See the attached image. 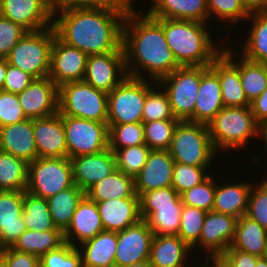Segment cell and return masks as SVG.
Masks as SVG:
<instances>
[{
    "label": "cell",
    "mask_w": 267,
    "mask_h": 267,
    "mask_svg": "<svg viewBox=\"0 0 267 267\" xmlns=\"http://www.w3.org/2000/svg\"><path fill=\"white\" fill-rule=\"evenodd\" d=\"M131 6L112 4L54 8V18L58 17L54 19L53 27L64 43L87 55L124 52L123 24Z\"/></svg>",
    "instance_id": "1"
},
{
    "label": "cell",
    "mask_w": 267,
    "mask_h": 267,
    "mask_svg": "<svg viewBox=\"0 0 267 267\" xmlns=\"http://www.w3.org/2000/svg\"><path fill=\"white\" fill-rule=\"evenodd\" d=\"M134 10L133 6L129 8L123 24L126 72L129 77L144 79L139 73L143 70L153 82H158L180 65L168 46L163 27L147 13L142 15L141 10V14Z\"/></svg>",
    "instance_id": "2"
},
{
    "label": "cell",
    "mask_w": 267,
    "mask_h": 267,
    "mask_svg": "<svg viewBox=\"0 0 267 267\" xmlns=\"http://www.w3.org/2000/svg\"><path fill=\"white\" fill-rule=\"evenodd\" d=\"M164 30L169 48L180 66H210L222 53L216 47L207 23L181 19L154 18ZM214 43V44H213Z\"/></svg>",
    "instance_id": "3"
},
{
    "label": "cell",
    "mask_w": 267,
    "mask_h": 267,
    "mask_svg": "<svg viewBox=\"0 0 267 267\" xmlns=\"http://www.w3.org/2000/svg\"><path fill=\"white\" fill-rule=\"evenodd\" d=\"M207 126L216 151L244 147L260 128L250 107H223Z\"/></svg>",
    "instance_id": "4"
},
{
    "label": "cell",
    "mask_w": 267,
    "mask_h": 267,
    "mask_svg": "<svg viewBox=\"0 0 267 267\" xmlns=\"http://www.w3.org/2000/svg\"><path fill=\"white\" fill-rule=\"evenodd\" d=\"M139 199L141 218L153 235H178L183 203L172 186L144 192Z\"/></svg>",
    "instance_id": "5"
},
{
    "label": "cell",
    "mask_w": 267,
    "mask_h": 267,
    "mask_svg": "<svg viewBox=\"0 0 267 267\" xmlns=\"http://www.w3.org/2000/svg\"><path fill=\"white\" fill-rule=\"evenodd\" d=\"M168 152L175 162L197 167H208L216 155L208 126L191 121H179Z\"/></svg>",
    "instance_id": "6"
},
{
    "label": "cell",
    "mask_w": 267,
    "mask_h": 267,
    "mask_svg": "<svg viewBox=\"0 0 267 267\" xmlns=\"http://www.w3.org/2000/svg\"><path fill=\"white\" fill-rule=\"evenodd\" d=\"M55 36L53 26L41 31H28L7 55L8 64L20 68L35 79L48 77Z\"/></svg>",
    "instance_id": "7"
},
{
    "label": "cell",
    "mask_w": 267,
    "mask_h": 267,
    "mask_svg": "<svg viewBox=\"0 0 267 267\" xmlns=\"http://www.w3.org/2000/svg\"><path fill=\"white\" fill-rule=\"evenodd\" d=\"M58 112L62 116L107 123L108 94L84 81L64 83L59 86Z\"/></svg>",
    "instance_id": "8"
},
{
    "label": "cell",
    "mask_w": 267,
    "mask_h": 267,
    "mask_svg": "<svg viewBox=\"0 0 267 267\" xmlns=\"http://www.w3.org/2000/svg\"><path fill=\"white\" fill-rule=\"evenodd\" d=\"M200 83L201 66H180L156 82L165 88L175 118L191 122H194V108Z\"/></svg>",
    "instance_id": "9"
},
{
    "label": "cell",
    "mask_w": 267,
    "mask_h": 267,
    "mask_svg": "<svg viewBox=\"0 0 267 267\" xmlns=\"http://www.w3.org/2000/svg\"><path fill=\"white\" fill-rule=\"evenodd\" d=\"M152 85L146 79L127 76L108 93V125L142 122L147 92Z\"/></svg>",
    "instance_id": "10"
},
{
    "label": "cell",
    "mask_w": 267,
    "mask_h": 267,
    "mask_svg": "<svg viewBox=\"0 0 267 267\" xmlns=\"http://www.w3.org/2000/svg\"><path fill=\"white\" fill-rule=\"evenodd\" d=\"M74 185L71 159L40 158L28 164L26 191L44 199Z\"/></svg>",
    "instance_id": "11"
},
{
    "label": "cell",
    "mask_w": 267,
    "mask_h": 267,
    "mask_svg": "<svg viewBox=\"0 0 267 267\" xmlns=\"http://www.w3.org/2000/svg\"><path fill=\"white\" fill-rule=\"evenodd\" d=\"M67 157L95 154L109 148L107 123L72 116H62Z\"/></svg>",
    "instance_id": "12"
},
{
    "label": "cell",
    "mask_w": 267,
    "mask_h": 267,
    "mask_svg": "<svg viewBox=\"0 0 267 267\" xmlns=\"http://www.w3.org/2000/svg\"><path fill=\"white\" fill-rule=\"evenodd\" d=\"M0 15L27 31H41L53 26V1L0 0Z\"/></svg>",
    "instance_id": "13"
},
{
    "label": "cell",
    "mask_w": 267,
    "mask_h": 267,
    "mask_svg": "<svg viewBox=\"0 0 267 267\" xmlns=\"http://www.w3.org/2000/svg\"><path fill=\"white\" fill-rule=\"evenodd\" d=\"M127 76L124 52L88 55L83 81L95 89L108 94Z\"/></svg>",
    "instance_id": "14"
},
{
    "label": "cell",
    "mask_w": 267,
    "mask_h": 267,
    "mask_svg": "<svg viewBox=\"0 0 267 267\" xmlns=\"http://www.w3.org/2000/svg\"><path fill=\"white\" fill-rule=\"evenodd\" d=\"M154 235L145 220L117 232L115 266L125 267L148 261Z\"/></svg>",
    "instance_id": "15"
},
{
    "label": "cell",
    "mask_w": 267,
    "mask_h": 267,
    "mask_svg": "<svg viewBox=\"0 0 267 267\" xmlns=\"http://www.w3.org/2000/svg\"><path fill=\"white\" fill-rule=\"evenodd\" d=\"M88 55L64 43L57 35L51 48L49 78L59 87L67 82L83 81Z\"/></svg>",
    "instance_id": "16"
},
{
    "label": "cell",
    "mask_w": 267,
    "mask_h": 267,
    "mask_svg": "<svg viewBox=\"0 0 267 267\" xmlns=\"http://www.w3.org/2000/svg\"><path fill=\"white\" fill-rule=\"evenodd\" d=\"M17 95L27 119L45 118L58 113L59 87L49 77L34 79Z\"/></svg>",
    "instance_id": "17"
},
{
    "label": "cell",
    "mask_w": 267,
    "mask_h": 267,
    "mask_svg": "<svg viewBox=\"0 0 267 267\" xmlns=\"http://www.w3.org/2000/svg\"><path fill=\"white\" fill-rule=\"evenodd\" d=\"M237 218L231 215L207 212L198 244L202 245L211 256L222 255L231 245L235 236Z\"/></svg>",
    "instance_id": "18"
},
{
    "label": "cell",
    "mask_w": 267,
    "mask_h": 267,
    "mask_svg": "<svg viewBox=\"0 0 267 267\" xmlns=\"http://www.w3.org/2000/svg\"><path fill=\"white\" fill-rule=\"evenodd\" d=\"M71 162L74 184L84 192L117 169L114 153L109 148L71 158Z\"/></svg>",
    "instance_id": "19"
},
{
    "label": "cell",
    "mask_w": 267,
    "mask_h": 267,
    "mask_svg": "<svg viewBox=\"0 0 267 267\" xmlns=\"http://www.w3.org/2000/svg\"><path fill=\"white\" fill-rule=\"evenodd\" d=\"M174 164L168 150H151L142 170L134 178L136 194L140 197L144 192L170 187Z\"/></svg>",
    "instance_id": "20"
},
{
    "label": "cell",
    "mask_w": 267,
    "mask_h": 267,
    "mask_svg": "<svg viewBox=\"0 0 267 267\" xmlns=\"http://www.w3.org/2000/svg\"><path fill=\"white\" fill-rule=\"evenodd\" d=\"M33 130L38 157L66 158L67 146L62 115L33 119Z\"/></svg>",
    "instance_id": "21"
},
{
    "label": "cell",
    "mask_w": 267,
    "mask_h": 267,
    "mask_svg": "<svg viewBox=\"0 0 267 267\" xmlns=\"http://www.w3.org/2000/svg\"><path fill=\"white\" fill-rule=\"evenodd\" d=\"M24 191H0V249L11 247L26 231L22 217Z\"/></svg>",
    "instance_id": "22"
},
{
    "label": "cell",
    "mask_w": 267,
    "mask_h": 267,
    "mask_svg": "<svg viewBox=\"0 0 267 267\" xmlns=\"http://www.w3.org/2000/svg\"><path fill=\"white\" fill-rule=\"evenodd\" d=\"M102 231L104 228L97 204L85 195L75 209L69 227L64 232V241L77 247L79 243L82 244L94 238Z\"/></svg>",
    "instance_id": "23"
},
{
    "label": "cell",
    "mask_w": 267,
    "mask_h": 267,
    "mask_svg": "<svg viewBox=\"0 0 267 267\" xmlns=\"http://www.w3.org/2000/svg\"><path fill=\"white\" fill-rule=\"evenodd\" d=\"M0 150L23 159L28 164L38 158L33 119L0 127Z\"/></svg>",
    "instance_id": "24"
},
{
    "label": "cell",
    "mask_w": 267,
    "mask_h": 267,
    "mask_svg": "<svg viewBox=\"0 0 267 267\" xmlns=\"http://www.w3.org/2000/svg\"><path fill=\"white\" fill-rule=\"evenodd\" d=\"M223 107L218 74L210 66H201V83L194 108V122L208 125Z\"/></svg>",
    "instance_id": "25"
},
{
    "label": "cell",
    "mask_w": 267,
    "mask_h": 267,
    "mask_svg": "<svg viewBox=\"0 0 267 267\" xmlns=\"http://www.w3.org/2000/svg\"><path fill=\"white\" fill-rule=\"evenodd\" d=\"M96 204L106 231L119 232L142 220L139 198L109 199Z\"/></svg>",
    "instance_id": "26"
},
{
    "label": "cell",
    "mask_w": 267,
    "mask_h": 267,
    "mask_svg": "<svg viewBox=\"0 0 267 267\" xmlns=\"http://www.w3.org/2000/svg\"><path fill=\"white\" fill-rule=\"evenodd\" d=\"M218 74L224 107H250L242 87L239 69L221 53L210 65Z\"/></svg>",
    "instance_id": "27"
},
{
    "label": "cell",
    "mask_w": 267,
    "mask_h": 267,
    "mask_svg": "<svg viewBox=\"0 0 267 267\" xmlns=\"http://www.w3.org/2000/svg\"><path fill=\"white\" fill-rule=\"evenodd\" d=\"M146 12L152 18L181 19L207 23V0H152Z\"/></svg>",
    "instance_id": "28"
},
{
    "label": "cell",
    "mask_w": 267,
    "mask_h": 267,
    "mask_svg": "<svg viewBox=\"0 0 267 267\" xmlns=\"http://www.w3.org/2000/svg\"><path fill=\"white\" fill-rule=\"evenodd\" d=\"M77 248L83 267H116L117 232L104 230Z\"/></svg>",
    "instance_id": "29"
},
{
    "label": "cell",
    "mask_w": 267,
    "mask_h": 267,
    "mask_svg": "<svg viewBox=\"0 0 267 267\" xmlns=\"http://www.w3.org/2000/svg\"><path fill=\"white\" fill-rule=\"evenodd\" d=\"M191 250L178 235H154L149 261L154 267H185Z\"/></svg>",
    "instance_id": "30"
},
{
    "label": "cell",
    "mask_w": 267,
    "mask_h": 267,
    "mask_svg": "<svg viewBox=\"0 0 267 267\" xmlns=\"http://www.w3.org/2000/svg\"><path fill=\"white\" fill-rule=\"evenodd\" d=\"M251 188L249 182L216 184L212 211L241 218L246 215Z\"/></svg>",
    "instance_id": "31"
},
{
    "label": "cell",
    "mask_w": 267,
    "mask_h": 267,
    "mask_svg": "<svg viewBox=\"0 0 267 267\" xmlns=\"http://www.w3.org/2000/svg\"><path fill=\"white\" fill-rule=\"evenodd\" d=\"M85 195L95 202L109 199L139 198L135 192L134 178L118 169L95 183L85 192Z\"/></svg>",
    "instance_id": "32"
},
{
    "label": "cell",
    "mask_w": 267,
    "mask_h": 267,
    "mask_svg": "<svg viewBox=\"0 0 267 267\" xmlns=\"http://www.w3.org/2000/svg\"><path fill=\"white\" fill-rule=\"evenodd\" d=\"M267 238V229L246 215L237 219L235 236L227 250H239L262 257Z\"/></svg>",
    "instance_id": "33"
},
{
    "label": "cell",
    "mask_w": 267,
    "mask_h": 267,
    "mask_svg": "<svg viewBox=\"0 0 267 267\" xmlns=\"http://www.w3.org/2000/svg\"><path fill=\"white\" fill-rule=\"evenodd\" d=\"M222 53L239 69L243 90L248 101L252 102L267 87V64L253 62L244 57L238 63L234 62V53L228 48L222 50Z\"/></svg>",
    "instance_id": "34"
},
{
    "label": "cell",
    "mask_w": 267,
    "mask_h": 267,
    "mask_svg": "<svg viewBox=\"0 0 267 267\" xmlns=\"http://www.w3.org/2000/svg\"><path fill=\"white\" fill-rule=\"evenodd\" d=\"M65 243L61 230L34 231L26 230L11 246L12 249L41 257L49 251L58 249Z\"/></svg>",
    "instance_id": "35"
},
{
    "label": "cell",
    "mask_w": 267,
    "mask_h": 267,
    "mask_svg": "<svg viewBox=\"0 0 267 267\" xmlns=\"http://www.w3.org/2000/svg\"><path fill=\"white\" fill-rule=\"evenodd\" d=\"M84 196L85 192L74 184L47 199L52 221L63 233L69 227L75 209Z\"/></svg>",
    "instance_id": "36"
},
{
    "label": "cell",
    "mask_w": 267,
    "mask_h": 267,
    "mask_svg": "<svg viewBox=\"0 0 267 267\" xmlns=\"http://www.w3.org/2000/svg\"><path fill=\"white\" fill-rule=\"evenodd\" d=\"M28 163L0 150V191H26Z\"/></svg>",
    "instance_id": "37"
},
{
    "label": "cell",
    "mask_w": 267,
    "mask_h": 267,
    "mask_svg": "<svg viewBox=\"0 0 267 267\" xmlns=\"http://www.w3.org/2000/svg\"><path fill=\"white\" fill-rule=\"evenodd\" d=\"M253 23L246 43L243 46V57L247 60L267 64V12L251 13Z\"/></svg>",
    "instance_id": "38"
},
{
    "label": "cell",
    "mask_w": 267,
    "mask_h": 267,
    "mask_svg": "<svg viewBox=\"0 0 267 267\" xmlns=\"http://www.w3.org/2000/svg\"><path fill=\"white\" fill-rule=\"evenodd\" d=\"M22 217L27 230H60L55 227L47 199L24 191Z\"/></svg>",
    "instance_id": "39"
},
{
    "label": "cell",
    "mask_w": 267,
    "mask_h": 267,
    "mask_svg": "<svg viewBox=\"0 0 267 267\" xmlns=\"http://www.w3.org/2000/svg\"><path fill=\"white\" fill-rule=\"evenodd\" d=\"M109 127V149L114 152L116 149L134 147L145 144V133L142 122L108 125Z\"/></svg>",
    "instance_id": "40"
},
{
    "label": "cell",
    "mask_w": 267,
    "mask_h": 267,
    "mask_svg": "<svg viewBox=\"0 0 267 267\" xmlns=\"http://www.w3.org/2000/svg\"><path fill=\"white\" fill-rule=\"evenodd\" d=\"M151 149L146 144L116 149L113 153L119 171L135 178L145 165Z\"/></svg>",
    "instance_id": "41"
},
{
    "label": "cell",
    "mask_w": 267,
    "mask_h": 267,
    "mask_svg": "<svg viewBox=\"0 0 267 267\" xmlns=\"http://www.w3.org/2000/svg\"><path fill=\"white\" fill-rule=\"evenodd\" d=\"M180 120H159L143 123L145 144L151 150H168Z\"/></svg>",
    "instance_id": "42"
},
{
    "label": "cell",
    "mask_w": 267,
    "mask_h": 267,
    "mask_svg": "<svg viewBox=\"0 0 267 267\" xmlns=\"http://www.w3.org/2000/svg\"><path fill=\"white\" fill-rule=\"evenodd\" d=\"M151 88L146 95L144 109L142 113V123L159 120H179L175 118L169 97L165 90L155 91Z\"/></svg>",
    "instance_id": "43"
},
{
    "label": "cell",
    "mask_w": 267,
    "mask_h": 267,
    "mask_svg": "<svg viewBox=\"0 0 267 267\" xmlns=\"http://www.w3.org/2000/svg\"><path fill=\"white\" fill-rule=\"evenodd\" d=\"M207 212L183 204L178 236L191 248L197 244Z\"/></svg>",
    "instance_id": "44"
},
{
    "label": "cell",
    "mask_w": 267,
    "mask_h": 267,
    "mask_svg": "<svg viewBox=\"0 0 267 267\" xmlns=\"http://www.w3.org/2000/svg\"><path fill=\"white\" fill-rule=\"evenodd\" d=\"M215 190L216 184L209 175L202 183L181 193L180 198L184 205L210 212L213 210Z\"/></svg>",
    "instance_id": "45"
},
{
    "label": "cell",
    "mask_w": 267,
    "mask_h": 267,
    "mask_svg": "<svg viewBox=\"0 0 267 267\" xmlns=\"http://www.w3.org/2000/svg\"><path fill=\"white\" fill-rule=\"evenodd\" d=\"M207 168L197 167L175 162L172 172V187L179 193L202 183L208 176Z\"/></svg>",
    "instance_id": "46"
},
{
    "label": "cell",
    "mask_w": 267,
    "mask_h": 267,
    "mask_svg": "<svg viewBox=\"0 0 267 267\" xmlns=\"http://www.w3.org/2000/svg\"><path fill=\"white\" fill-rule=\"evenodd\" d=\"M40 267H83L77 247L64 243L58 249L49 251L39 258Z\"/></svg>",
    "instance_id": "47"
},
{
    "label": "cell",
    "mask_w": 267,
    "mask_h": 267,
    "mask_svg": "<svg viewBox=\"0 0 267 267\" xmlns=\"http://www.w3.org/2000/svg\"><path fill=\"white\" fill-rule=\"evenodd\" d=\"M209 20L214 14L217 18L230 23L246 19L250 15L242 5L241 0H207Z\"/></svg>",
    "instance_id": "48"
},
{
    "label": "cell",
    "mask_w": 267,
    "mask_h": 267,
    "mask_svg": "<svg viewBox=\"0 0 267 267\" xmlns=\"http://www.w3.org/2000/svg\"><path fill=\"white\" fill-rule=\"evenodd\" d=\"M246 216L267 229V185L263 181L251 188Z\"/></svg>",
    "instance_id": "49"
},
{
    "label": "cell",
    "mask_w": 267,
    "mask_h": 267,
    "mask_svg": "<svg viewBox=\"0 0 267 267\" xmlns=\"http://www.w3.org/2000/svg\"><path fill=\"white\" fill-rule=\"evenodd\" d=\"M18 95L0 90V127L26 120Z\"/></svg>",
    "instance_id": "50"
},
{
    "label": "cell",
    "mask_w": 267,
    "mask_h": 267,
    "mask_svg": "<svg viewBox=\"0 0 267 267\" xmlns=\"http://www.w3.org/2000/svg\"><path fill=\"white\" fill-rule=\"evenodd\" d=\"M27 32L21 25L0 15V58H6Z\"/></svg>",
    "instance_id": "51"
},
{
    "label": "cell",
    "mask_w": 267,
    "mask_h": 267,
    "mask_svg": "<svg viewBox=\"0 0 267 267\" xmlns=\"http://www.w3.org/2000/svg\"><path fill=\"white\" fill-rule=\"evenodd\" d=\"M34 77L16 68L7 62V71L2 90L18 94L26 89L33 81Z\"/></svg>",
    "instance_id": "52"
},
{
    "label": "cell",
    "mask_w": 267,
    "mask_h": 267,
    "mask_svg": "<svg viewBox=\"0 0 267 267\" xmlns=\"http://www.w3.org/2000/svg\"><path fill=\"white\" fill-rule=\"evenodd\" d=\"M0 258L7 267H40L39 257L30 253L18 252L11 247L0 249Z\"/></svg>",
    "instance_id": "53"
},
{
    "label": "cell",
    "mask_w": 267,
    "mask_h": 267,
    "mask_svg": "<svg viewBox=\"0 0 267 267\" xmlns=\"http://www.w3.org/2000/svg\"><path fill=\"white\" fill-rule=\"evenodd\" d=\"M133 0H54V8L132 4Z\"/></svg>",
    "instance_id": "54"
},
{
    "label": "cell",
    "mask_w": 267,
    "mask_h": 267,
    "mask_svg": "<svg viewBox=\"0 0 267 267\" xmlns=\"http://www.w3.org/2000/svg\"><path fill=\"white\" fill-rule=\"evenodd\" d=\"M222 256L232 267H255L260 258L239 250H226Z\"/></svg>",
    "instance_id": "55"
},
{
    "label": "cell",
    "mask_w": 267,
    "mask_h": 267,
    "mask_svg": "<svg viewBox=\"0 0 267 267\" xmlns=\"http://www.w3.org/2000/svg\"><path fill=\"white\" fill-rule=\"evenodd\" d=\"M250 109L260 127L267 125V87L260 96L250 102Z\"/></svg>",
    "instance_id": "56"
},
{
    "label": "cell",
    "mask_w": 267,
    "mask_h": 267,
    "mask_svg": "<svg viewBox=\"0 0 267 267\" xmlns=\"http://www.w3.org/2000/svg\"><path fill=\"white\" fill-rule=\"evenodd\" d=\"M241 2L249 14L267 12V0H241Z\"/></svg>",
    "instance_id": "57"
},
{
    "label": "cell",
    "mask_w": 267,
    "mask_h": 267,
    "mask_svg": "<svg viewBox=\"0 0 267 267\" xmlns=\"http://www.w3.org/2000/svg\"><path fill=\"white\" fill-rule=\"evenodd\" d=\"M212 259L213 265L212 267H232L230 265V263L222 256H212L210 257ZM208 263H206V265H203L204 267H210L207 265Z\"/></svg>",
    "instance_id": "58"
},
{
    "label": "cell",
    "mask_w": 267,
    "mask_h": 267,
    "mask_svg": "<svg viewBox=\"0 0 267 267\" xmlns=\"http://www.w3.org/2000/svg\"><path fill=\"white\" fill-rule=\"evenodd\" d=\"M6 71H7V60L6 58H0V90H2L3 88Z\"/></svg>",
    "instance_id": "59"
},
{
    "label": "cell",
    "mask_w": 267,
    "mask_h": 267,
    "mask_svg": "<svg viewBox=\"0 0 267 267\" xmlns=\"http://www.w3.org/2000/svg\"><path fill=\"white\" fill-rule=\"evenodd\" d=\"M262 139H264V142H265V148H266V152H267V125H263L259 128V136Z\"/></svg>",
    "instance_id": "60"
},
{
    "label": "cell",
    "mask_w": 267,
    "mask_h": 267,
    "mask_svg": "<svg viewBox=\"0 0 267 267\" xmlns=\"http://www.w3.org/2000/svg\"><path fill=\"white\" fill-rule=\"evenodd\" d=\"M125 267H154V266L148 260V261H144V262L137 263V264H132V265L125 266Z\"/></svg>",
    "instance_id": "61"
},
{
    "label": "cell",
    "mask_w": 267,
    "mask_h": 267,
    "mask_svg": "<svg viewBox=\"0 0 267 267\" xmlns=\"http://www.w3.org/2000/svg\"><path fill=\"white\" fill-rule=\"evenodd\" d=\"M255 267H267V261L264 258L260 257Z\"/></svg>",
    "instance_id": "62"
},
{
    "label": "cell",
    "mask_w": 267,
    "mask_h": 267,
    "mask_svg": "<svg viewBox=\"0 0 267 267\" xmlns=\"http://www.w3.org/2000/svg\"><path fill=\"white\" fill-rule=\"evenodd\" d=\"M262 258H264L267 261V238L265 241V246H264Z\"/></svg>",
    "instance_id": "63"
},
{
    "label": "cell",
    "mask_w": 267,
    "mask_h": 267,
    "mask_svg": "<svg viewBox=\"0 0 267 267\" xmlns=\"http://www.w3.org/2000/svg\"><path fill=\"white\" fill-rule=\"evenodd\" d=\"M0 267H7L6 263L0 258Z\"/></svg>",
    "instance_id": "64"
},
{
    "label": "cell",
    "mask_w": 267,
    "mask_h": 267,
    "mask_svg": "<svg viewBox=\"0 0 267 267\" xmlns=\"http://www.w3.org/2000/svg\"><path fill=\"white\" fill-rule=\"evenodd\" d=\"M267 185V178L265 177V180H262Z\"/></svg>",
    "instance_id": "65"
}]
</instances>
